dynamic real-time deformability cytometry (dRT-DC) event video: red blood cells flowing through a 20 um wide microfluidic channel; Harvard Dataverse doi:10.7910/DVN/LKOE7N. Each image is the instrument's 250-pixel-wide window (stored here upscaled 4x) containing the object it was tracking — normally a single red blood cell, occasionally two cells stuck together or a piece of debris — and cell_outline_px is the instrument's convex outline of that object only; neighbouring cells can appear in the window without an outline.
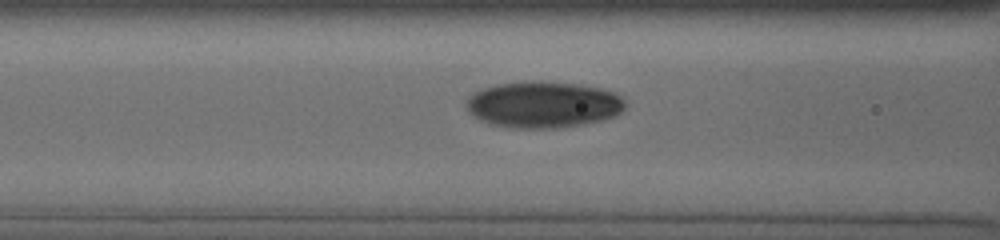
{"species": "human", "species_latin": "Homo sapiens", "temperature_condition": "cold", "stored_images_in_passage": 35, "camera_frame_rate_fps": 3000, "um_per_image_px": 0.085, "donor": {"sex": "male"}, "frame": {"image": 1, "passage_image": 7, "time_ms": 2.333, "image_size_px": [1000, 240], "cell_outline_px": [[624, 108], [620, 112], [612, 116], [600, 120], [580, 124], [556, 128], [512, 128], [488, 124], [472, 116], [468, 112], [468, 96], [484, 88], [496, 84], [524, 80], [528, 80], [580, 84], [600, 88], [616, 92], [624, 100]], "centroid_in_image_um": [46.14, 8.88], "position_along_channel_um": 120.5, "area_um2": 43.0}}
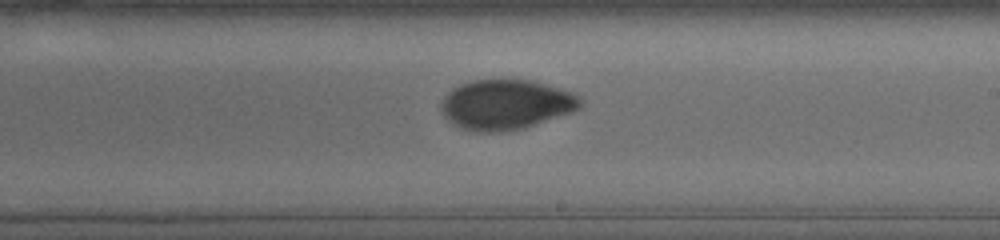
{"frame": {"image": 2, "passage_image": 17, "time_ms": 5.667, "image_size_px": [1000, 240], "cell_outline_px": [[580, 108], [572, 112], [524, 128], [500, 132], [476, 132], [460, 128], [452, 124], [444, 116], [440, 108], [440, 104], [444, 96], [452, 88], [460, 84], [472, 80], [508, 76], [532, 80], [576, 92], [580, 96]], "centroid_in_image_um": [42.99, 8.84], "position_along_channel_um": 246.0, "area_um2": 41.73}}
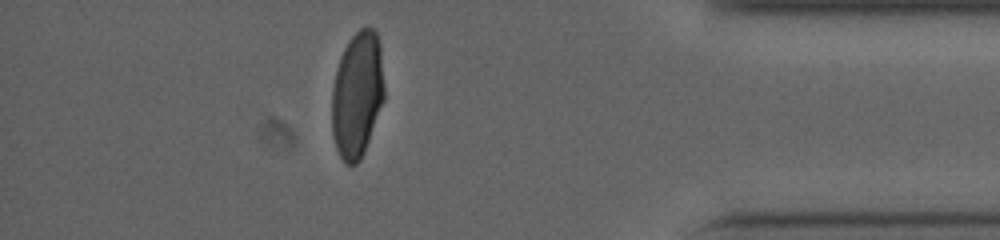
{"frame": {"image": 3, "passage_image": 31, "time_ms": 10.667, "image_size_px": [1000, 240], "cell_outline_px": [[384, 100], [364, 152], [360, 160], [356, 164], [348, 164], [340, 156], [336, 148], [332, 132], [332, 88], [340, 56], [348, 40], [360, 28], [372, 28], [376, 32], [380, 44], [384, 88]], "centroid_in_image_um": [30.36, 8.03], "position_along_channel_um": 404.8, "area_um2": 38.38}}